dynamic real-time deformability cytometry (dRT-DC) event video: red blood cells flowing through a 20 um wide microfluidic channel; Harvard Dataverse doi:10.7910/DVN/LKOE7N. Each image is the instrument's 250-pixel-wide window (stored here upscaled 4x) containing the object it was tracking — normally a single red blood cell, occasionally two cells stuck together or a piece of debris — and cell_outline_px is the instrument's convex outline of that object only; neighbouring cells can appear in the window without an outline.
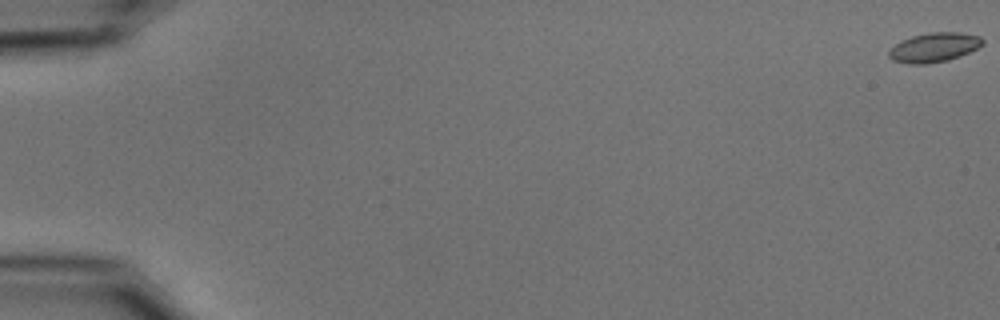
{"species": "common noctule bat (a hibernating species)", "species_latin": "Nyctalus noctula", "temperature_condition": "cold", "stored_images_in_passage": 56, "camera_frame_rate_fps": 3000, "um_per_image_px": 0.085, "animal": {"sex": "male", "body_mass_g": 15.6}, "frame": {"image": 1, "passage_image": 1, "time_ms": 0.0, "image_size_px": [1000, 320], "cell_outline_px": [[984, 44], [960, 56], [948, 60], [928, 64], [908, 64], [892, 60], [888, 56], [888, 52], [900, 40], [912, 36], [928, 32], [960, 32], [980, 36], [984, 40]], "centroid_in_image_um": [79.39, 4.03], "position_along_channel_um": 5.6, "area_um2": 16.13}}
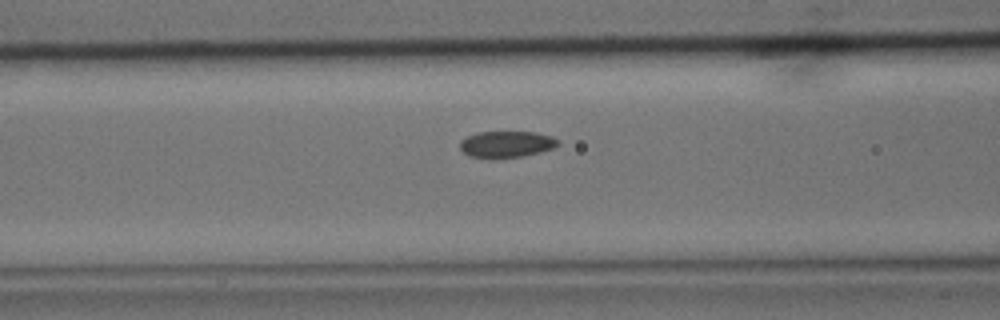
{"frame": {"image": 2, "passage_image": 24, "time_ms": 7.667, "image_size_px": [1000, 320], "cell_outline_px": [[560, 144], [552, 148], [540, 152], [524, 156], [492, 160], [468, 156], [460, 148], [460, 140], [468, 136], [480, 132], [536, 132], [552, 136], [560, 140]], "centroid_in_image_um": [43.05, 12.28], "position_along_channel_um": 123.6, "area_um2": 15.49}}
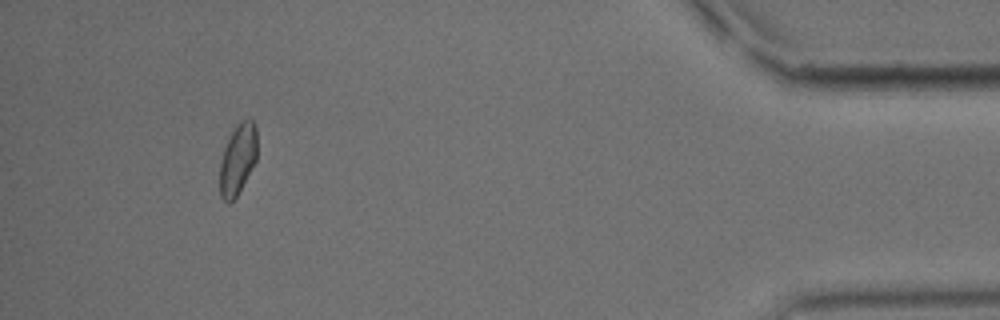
{"frame": {"image": 3, "passage_image": 52, "time_ms": 17.0, "image_size_px": [1000, 320], "cell_outline_px": [[256, 160], [236, 196], [228, 204], [220, 196], [220, 160], [224, 148], [236, 124], [240, 120], [248, 116], [256, 124]], "centroid_in_image_um": [20.2, 13.48], "position_along_channel_um": 415.0, "area_um2": 15.32}, "authors_computed_cell_mechanics": {"area_um2": 15.6927, "velocity_mm_per_s": 3.7365, "shape_relaxation_time_tau1_ms": null, "shape_relaxation_time_tau2_ms": 3.6207, "deformation_change_tau1": null, "deformation_change_tau2": 0.049}}